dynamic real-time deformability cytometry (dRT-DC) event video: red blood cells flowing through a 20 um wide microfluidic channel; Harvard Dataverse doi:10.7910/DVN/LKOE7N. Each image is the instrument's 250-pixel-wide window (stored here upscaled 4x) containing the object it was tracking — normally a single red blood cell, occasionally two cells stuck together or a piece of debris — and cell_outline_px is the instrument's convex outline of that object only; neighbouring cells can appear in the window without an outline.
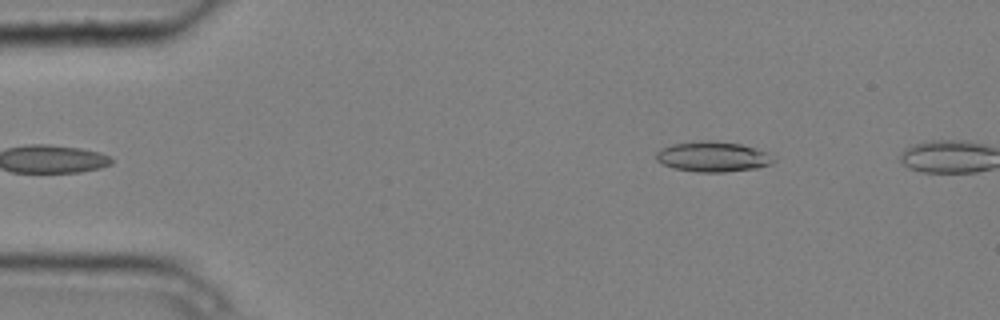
{"species": "common noctule bat (a hibernating species)", "species_latin": "Nyctalus noctula", "temperature_condition": "cold", "stored_images_in_passage": 4, "camera_frame_rate_fps": 3000, "um_per_image_px": 0.085, "animal": {"sex": "male", "body_mass_g": 20.4}, "frame": {"image": 1, "passage_image": 4, "time_ms": 1.0, "image_size_px": [1000, 320], "cell_outline_px": [[776, 160], [772, 164], [756, 168], [724, 172], [700, 172], [672, 168], [656, 160], [656, 152], [660, 148], [672, 144], [700, 140], [708, 140], [740, 144], [756, 148], [768, 152]], "centroid_in_image_um": [60.59, 13.31], "position_along_channel_um": 24.4, "area_um2": 20.81}}